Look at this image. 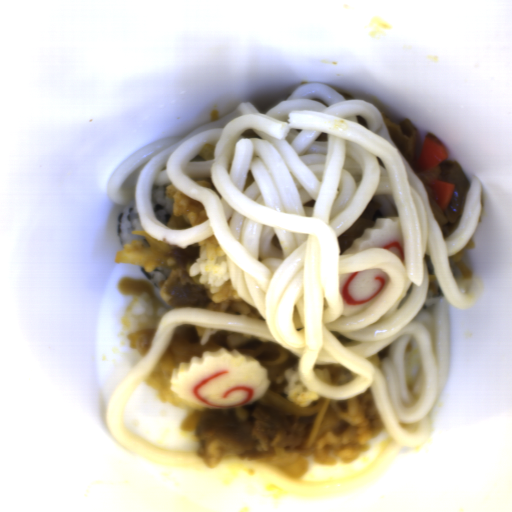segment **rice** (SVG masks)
Returning <instances> with one entry per match:
<instances>
[{
    "mask_svg": "<svg viewBox=\"0 0 512 512\" xmlns=\"http://www.w3.org/2000/svg\"><path fill=\"white\" fill-rule=\"evenodd\" d=\"M143 236L148 244L131 239L114 253V263L137 264L150 273L157 266L171 269L159 288L163 302L173 310L179 307L204 308L265 321L256 307L245 302L231 282L227 257L210 236L186 248L160 241L143 230L130 231Z\"/></svg>",
    "mask_w": 512,
    "mask_h": 512,
    "instance_id": "rice-2",
    "label": "rice"
},
{
    "mask_svg": "<svg viewBox=\"0 0 512 512\" xmlns=\"http://www.w3.org/2000/svg\"><path fill=\"white\" fill-rule=\"evenodd\" d=\"M220 348L248 355L266 369L270 386L255 402L278 405L290 421L311 424L302 448L288 452L275 446L270 457L247 462L262 463L283 478L297 480L305 476L309 456L321 466L354 464L362 452L368 451L369 440L382 434L385 425L370 387L351 398L321 396L301 380L299 358L295 354L267 339L245 333L197 324L179 325L172 332L167 350L143 381L157 391L161 403L175 407L190 405L172 391V369L178 368L180 362H189L190 357H201L202 352Z\"/></svg>",
    "mask_w": 512,
    "mask_h": 512,
    "instance_id": "rice-1",
    "label": "rice"
},
{
    "mask_svg": "<svg viewBox=\"0 0 512 512\" xmlns=\"http://www.w3.org/2000/svg\"><path fill=\"white\" fill-rule=\"evenodd\" d=\"M206 411H199L196 409L186 416L178 426V434L197 442L194 432L199 420Z\"/></svg>",
    "mask_w": 512,
    "mask_h": 512,
    "instance_id": "rice-3",
    "label": "rice"
}]
</instances>
